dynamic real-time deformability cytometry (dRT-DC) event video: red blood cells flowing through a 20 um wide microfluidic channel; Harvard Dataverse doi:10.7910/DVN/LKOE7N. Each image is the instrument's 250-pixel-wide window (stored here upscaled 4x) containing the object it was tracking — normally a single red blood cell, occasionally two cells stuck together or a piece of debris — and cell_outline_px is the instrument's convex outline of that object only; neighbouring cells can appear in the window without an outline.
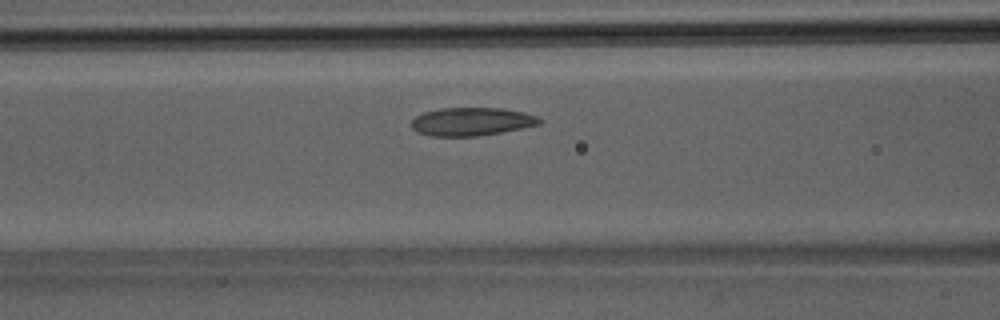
{"species": "Egyptian fruit bat (a non-hibernating species)", "species_latin": "Rousettus aegyptiacus", "temperature_condition": "room temperature", "stored_images_in_passage": 33, "camera_frame_rate_fps": 3000, "um_per_image_px": 0.085, "animal": {"sex": "male"}, "frame": {"image": 1, "passage_image": 9, "time_ms": 2.667, "image_size_px": [1000, 320], "cell_outline_px": [[544, 120], [540, 124], [500, 132], [476, 136], [428, 136], [416, 132], [412, 128], [412, 120], [416, 116], [424, 112], [440, 108], [504, 108], [524, 112], [536, 116]], "centroid_in_image_um": [40.07, 10.33], "position_along_channel_um": 126.5, "area_um2": 21.04}}
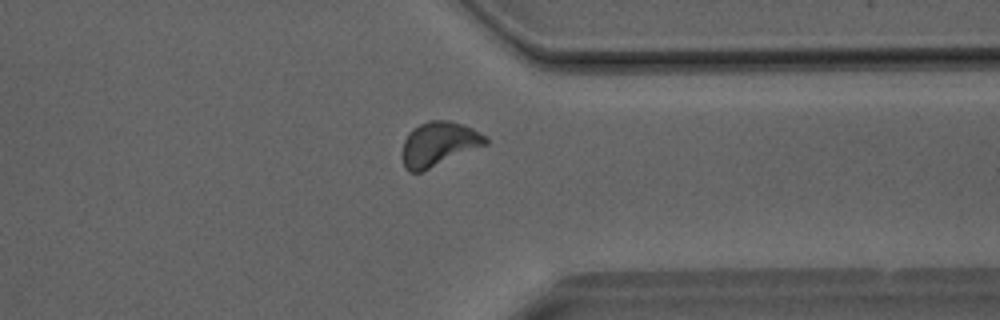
{"frame": {"image": 2, "passage_image": 24, "time_ms": 7.667, "image_size_px": [1000, 320], "cell_outline_px": [[488, 144], [420, 172], [408, 172], [404, 168], [400, 156], [400, 152], [404, 140], [408, 132], [412, 128], [428, 120], [448, 120], [464, 124], [488, 136]], "centroid_in_image_um": [37.26, 12.23], "position_along_channel_um": 374.1, "area_um2": 21.91}}
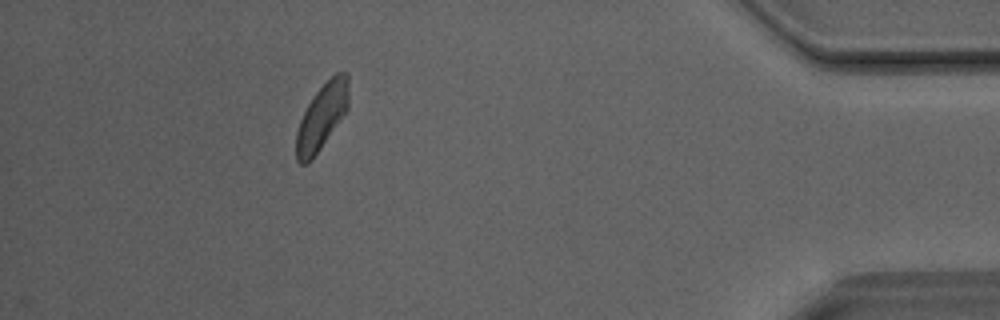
{"frame": {"image": 3, "passage_image": 29, "time_ms": 9.333, "image_size_px": [1000, 320], "cell_outline_px": [[348, 108], [320, 148], [304, 164], [300, 164], [296, 160], [296, 132], [300, 120], [308, 104], [316, 92], [336, 72], [348, 72]], "centroid_in_image_um": [27.35, 9.87], "position_along_channel_um": 407.8, "area_um2": 19.48}}